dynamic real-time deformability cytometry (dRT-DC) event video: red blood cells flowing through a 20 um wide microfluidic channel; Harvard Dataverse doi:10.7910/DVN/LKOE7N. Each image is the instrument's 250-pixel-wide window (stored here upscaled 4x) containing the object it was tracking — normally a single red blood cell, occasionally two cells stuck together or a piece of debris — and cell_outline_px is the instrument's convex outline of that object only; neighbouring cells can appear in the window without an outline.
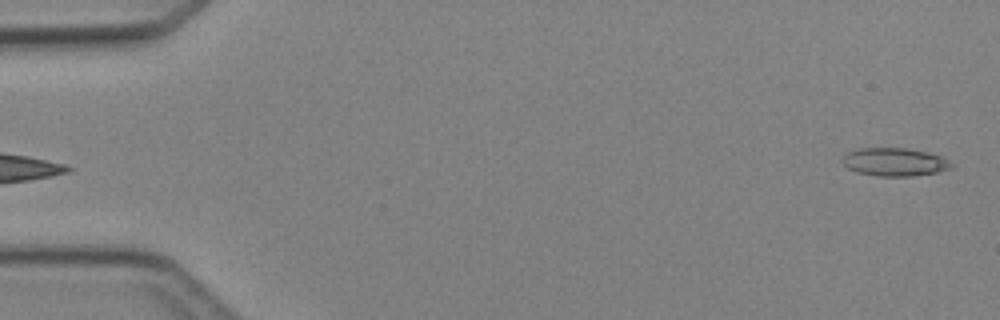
{"species": "Egyptian fruit bat (a non-hibernating species)", "species_latin": "Rousettus aegyptiacus", "temperature_condition": "cold", "stored_images_in_passage": 5, "segment_of_instrument_passage": [2, 2], "camera_frame_rate_fps": 3000, "um_per_image_px": 0.085, "animal": {"sex": "female"}, "frame": {"image": 1, "passage_image": 5, "time_ms": 5.0, "image_size_px": [1000, 320], "cell_outline_px": [[956, 164], [952, 168], [936, 172], [912, 176], [880, 176], [856, 172], [848, 168], [840, 160], [848, 152], [860, 148], [908, 148], [928, 152], [944, 156]], "centroid_in_image_um": [76.1, 13.76], "position_along_channel_um": 8.9, "area_um2": 18.09}}